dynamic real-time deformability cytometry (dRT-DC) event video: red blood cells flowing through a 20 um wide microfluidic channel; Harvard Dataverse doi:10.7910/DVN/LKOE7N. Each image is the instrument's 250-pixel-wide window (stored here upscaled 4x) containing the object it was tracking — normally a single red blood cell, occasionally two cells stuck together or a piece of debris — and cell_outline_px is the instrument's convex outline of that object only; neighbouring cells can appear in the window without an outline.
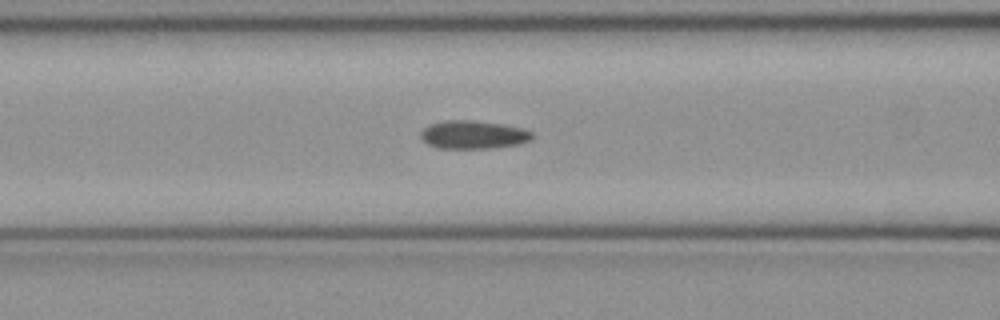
{"species": "common noctule bat (a hibernating species)", "species_latin": "Nyctalus noctula", "temperature_condition": "cold", "stored_images_in_passage": 45, "camera_frame_rate_fps": 3000, "um_per_image_px": 0.085, "animal": {"sex": "female", "body_mass_g": 21.9}, "frame": {"image": 1, "passage_image": 21, "time_ms": 6.667, "image_size_px": [1000, 320], "cell_outline_px": [[532, 140], [520, 144], [492, 148], [440, 148], [428, 144], [420, 136], [420, 132], [428, 124], [448, 120], [472, 120], [504, 124], [524, 128], [532, 132]], "centroid_in_image_um": [40.26, 11.44], "position_along_channel_um": 126.3, "area_um2": 18.44}}
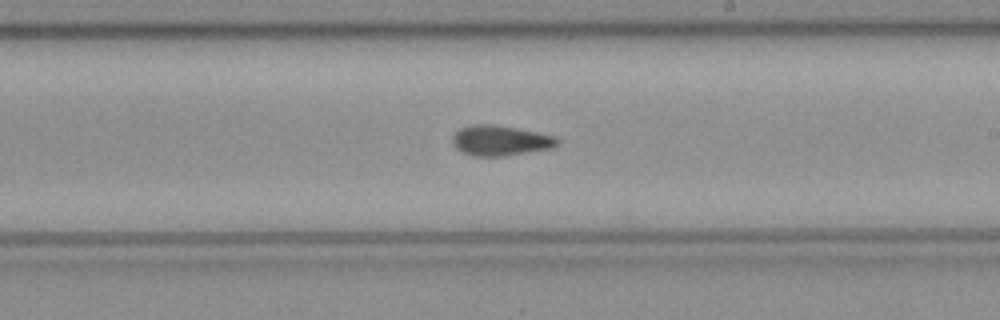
{"frame": {"image": 2, "passage_image": 30, "time_ms": 9.667, "image_size_px": [1000, 320], "cell_outline_px": [[560, 144], [552, 148], [504, 156], [476, 156], [464, 152], [456, 148], [452, 144], [452, 136], [460, 128], [472, 124], [492, 124], [516, 128], [556, 136], [560, 140]], "centroid_in_image_um": [42.55, 11.94], "position_along_channel_um": 246.5, "area_um2": 18.5}}
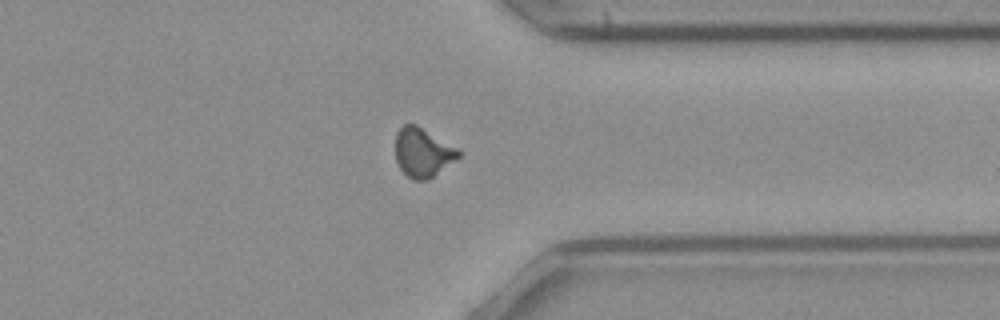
{"frame": {"image": 3, "passage_image": 40, "time_ms": 13.0, "image_size_px": [1000, 320], "cell_outline_px": [[460, 156], [428, 180], [412, 180], [400, 168], [396, 160], [396, 132], [404, 124], [416, 124], [456, 148], [460, 152]], "centroid_in_image_um": [35.9, 12.96], "position_along_channel_um": 375.5, "area_um2": 17.69}, "authors_computed_cell_mechanics": {"area_um2": 18.0336, "velocity_mm_per_s": 3.994, "shape_relaxation_time_tau1_ms": null, "shape_relaxation_time_tau2_ms": 4.2969, "deformation_change_tau1": null, "deformation_change_tau2": 0.1199}}